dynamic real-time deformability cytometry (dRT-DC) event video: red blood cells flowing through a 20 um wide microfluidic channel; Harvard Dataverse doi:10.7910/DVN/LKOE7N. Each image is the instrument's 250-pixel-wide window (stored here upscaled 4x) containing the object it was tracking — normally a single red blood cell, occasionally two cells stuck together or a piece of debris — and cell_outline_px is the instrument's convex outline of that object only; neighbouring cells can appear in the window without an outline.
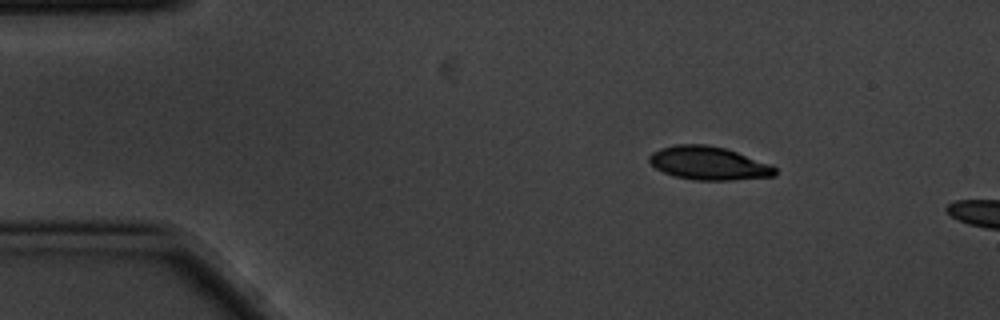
{"species": "common noctule bat (a hibernating species)", "species_latin": "Nyctalus noctula", "temperature_condition": "cold", "stored_images_in_passage": 2, "camera_frame_rate_fps": 3000, "um_per_image_px": 0.085, "animal": {"sex": "male", "body_mass_g": 20.1, "forearm_length_mm": 53.5}, "frame": {"image": 1, "passage_image": 1, "time_ms": 0.0, "image_size_px": [1000, 320], "cell_outline_px": [[776, 176], [732, 180], [696, 180], [676, 176], [664, 172], [656, 168], [648, 160], [648, 156], [652, 152], [660, 148], [676, 144], [704, 144], [724, 148], [772, 164], [776, 168]], "centroid_in_image_um": [60.24, 13.87], "position_along_channel_um": 24.8, "area_um2": 24.39}}